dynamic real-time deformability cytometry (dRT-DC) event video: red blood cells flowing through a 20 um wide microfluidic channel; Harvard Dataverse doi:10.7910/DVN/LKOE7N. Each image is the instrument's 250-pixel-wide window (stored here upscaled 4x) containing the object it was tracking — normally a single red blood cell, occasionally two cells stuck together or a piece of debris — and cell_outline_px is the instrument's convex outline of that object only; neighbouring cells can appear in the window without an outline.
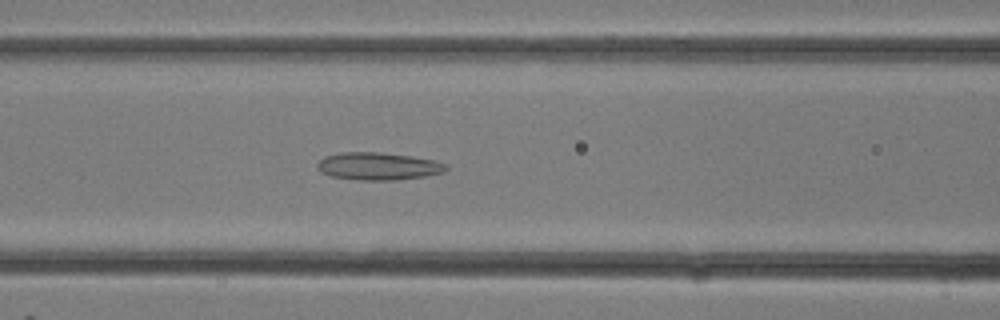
{"species": "common noctule bat (a hibernating species)", "species_latin": "Nyctalus noctula", "temperature_condition": "room temperature", "stored_images_in_passage": 14, "camera_frame_rate_fps": 3000, "um_per_image_px": 0.085, "animal": {"sex": "female"}, "frame": {"image": 1, "passage_image": 12, "time_ms": 3.667, "image_size_px": [1000, 320], "cell_outline_px": [[448, 168], [444, 172], [424, 176], [396, 180], [356, 180], [332, 176], [320, 172], [316, 168], [316, 164], [324, 156], [340, 152], [380, 152], [412, 156], [432, 160], [448, 164]], "centroid_in_image_um": [32.12, 14.12], "position_along_channel_um": 134.5, "area_um2": 20.81}}
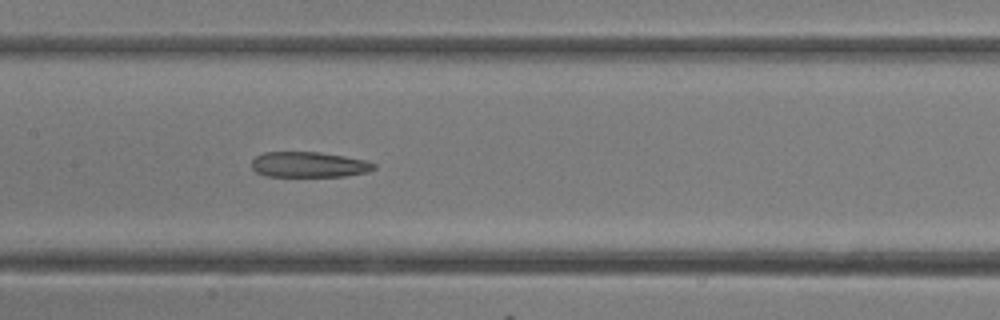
{"frame": {"image": 2, "passage_image": 14, "time_ms": 4.333, "image_size_px": [1000, 320], "cell_outline_px": [[376, 168], [368, 172], [344, 176], [268, 176], [256, 172], [252, 168], [252, 160], [256, 156], [264, 152], [320, 152], [344, 156], [364, 160], [376, 164]], "centroid_in_image_um": [26.26, 13.99], "position_along_channel_um": 181.1, "area_um2": 18.09}}